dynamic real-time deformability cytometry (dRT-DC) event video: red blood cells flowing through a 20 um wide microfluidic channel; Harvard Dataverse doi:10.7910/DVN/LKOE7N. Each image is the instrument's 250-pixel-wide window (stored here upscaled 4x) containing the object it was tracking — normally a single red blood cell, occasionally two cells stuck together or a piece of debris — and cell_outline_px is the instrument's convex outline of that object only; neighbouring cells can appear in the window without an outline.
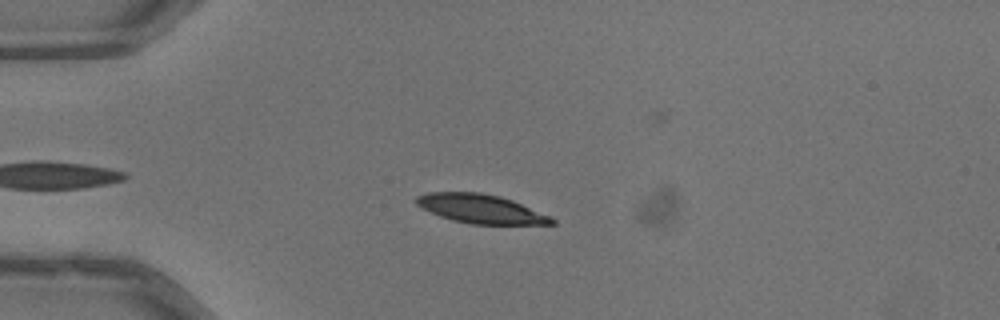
{"species": "common noctule bat (a hibernating species)", "species_latin": "Nyctalus noctula", "temperature_condition": "warm", "stored_images_in_passage": 37, "camera_frame_rate_fps": 3000, "um_per_image_px": 0.085, "animal": {"sex": "male", "body_mass_g": 13.3}, "frame": {"image": 1, "passage_image": 7, "time_ms": 2.0, "image_size_px": [1000, 320], "cell_outline_px": [[556, 224], [472, 224], [452, 220], [440, 216], [416, 204], [416, 196], [428, 192], [480, 192], [500, 196], [512, 200], [552, 216], [556, 220]], "centroid_in_image_um": [40.91, 17.75], "position_along_channel_um": 44.1, "area_um2": 22.77}}
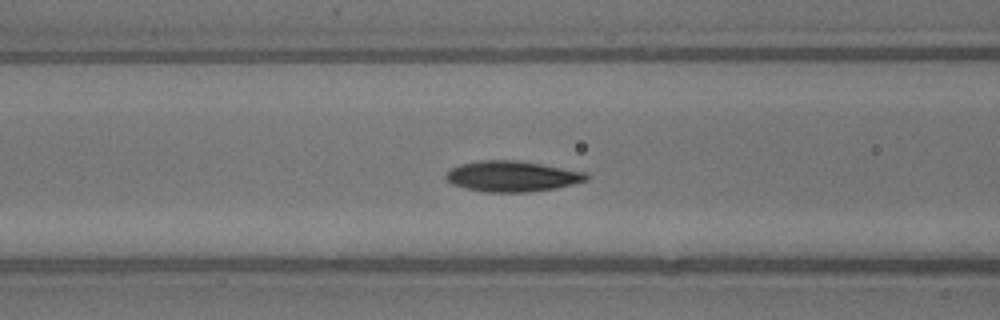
{"frame": {"image": 2, "passage_image": 15, "time_ms": 4.667, "image_size_px": [1000, 320], "cell_outline_px": [[588, 180], [556, 188], [528, 192], [484, 192], [464, 188], [452, 184], [444, 176], [452, 168], [460, 164], [480, 160], [516, 160], [540, 164], [584, 172], [588, 176]], "centroid_in_image_um": [43.49, 14.99], "position_along_channel_um": 123.1, "area_um2": 24.91}}
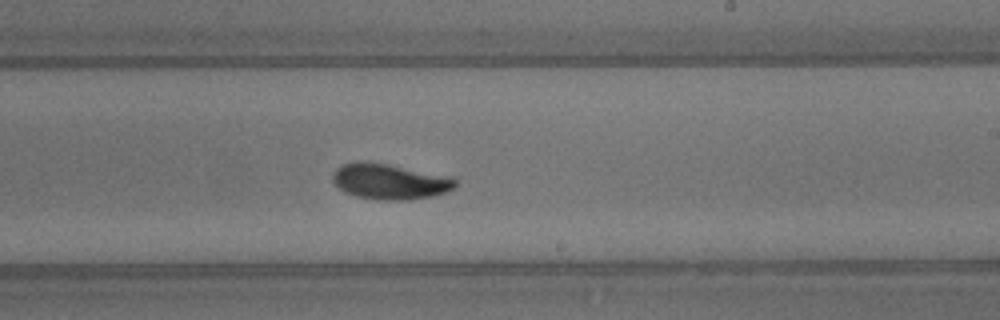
{"frame": {"image": 3, "passage_image": 25, "time_ms": 8.0, "image_size_px": [1000, 320], "cell_outline_px": [[456, 188], [432, 196], [408, 200], [376, 200], [356, 196], [344, 192], [332, 180], [332, 176], [336, 168], [344, 164], [368, 160], [456, 176]], "centroid_in_image_um": [33.19, 15.41], "position_along_channel_um": 255.8, "area_um2": 25.95}, "authors_computed_cell_mechanics": {"area_um2": 24.3338, "velocity_mm_per_s": 3.9984, "shape_relaxation_time_tau1_ms": 2.3685, "shape_relaxation_time_tau2_ms": 3.0426, "deformation_change_tau1": 0.1349, "deformation_change_tau2": 0.0594}}